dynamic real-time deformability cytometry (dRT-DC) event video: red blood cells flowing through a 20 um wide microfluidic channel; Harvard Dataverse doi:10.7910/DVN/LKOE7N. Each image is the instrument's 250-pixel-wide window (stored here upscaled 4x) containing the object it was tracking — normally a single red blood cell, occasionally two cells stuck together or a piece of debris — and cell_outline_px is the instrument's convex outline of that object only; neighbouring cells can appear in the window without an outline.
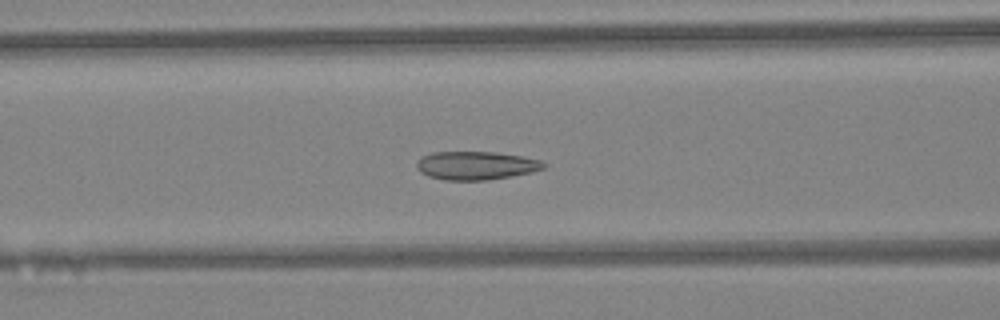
{"species": "Egyptian fruit bat (a non-hibernating species)", "species_latin": "Rousettus aegyptiacus", "temperature_condition": "warm", "stored_images_in_passage": 45, "camera_frame_rate_fps": 3000, "um_per_image_px": 0.085, "animal": {"sex": "female"}, "frame": {"image": 1, "passage_image": 18, "time_ms": 5.667, "image_size_px": [1000, 320], "cell_outline_px": [[548, 164], [544, 168], [532, 172], [512, 176], [488, 180], [444, 180], [428, 176], [420, 172], [416, 168], [416, 160], [420, 156], [432, 152], [496, 152], [524, 156], [540, 160]], "centroid_in_image_um": [40.45, 14.06], "position_along_channel_um": 126.2, "area_um2": 21.33}}
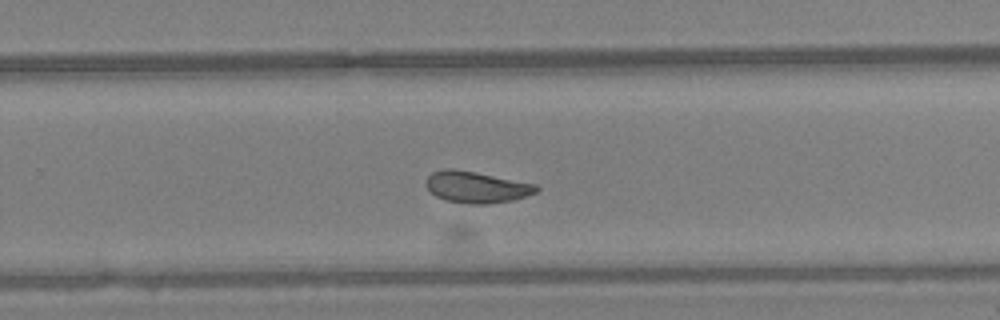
{"frame": {"image": 2, "passage_image": 29, "time_ms": 9.333, "image_size_px": [1000, 320], "cell_outline_px": [[540, 188], [536, 192], [512, 200], [488, 204], [468, 204], [444, 200], [436, 196], [424, 184], [424, 180], [432, 172], [444, 168], [452, 168], [476, 172], [536, 184]], "centroid_in_image_um": [40.45, 15.9], "position_along_channel_um": 289.3, "area_um2": 20.29}}
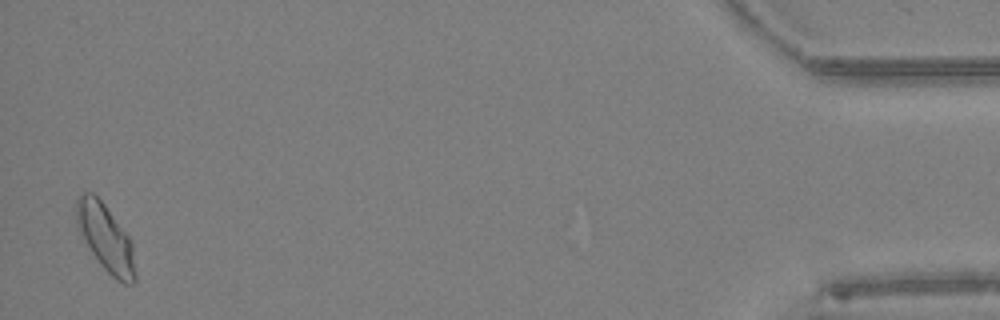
{"frame": {"image": 3, "passage_image": 44, "time_ms": 14.333, "image_size_px": [1000, 320], "cell_outline_px": [[136, 280], [132, 284], [124, 284], [116, 280], [100, 264], [92, 252], [80, 232], [76, 224], [76, 200], [84, 192], [92, 192], [104, 204], [128, 236], [132, 244], [136, 276]], "centroid_in_image_um": [8.98, 20.24], "position_along_channel_um": 426.2, "area_um2": 22.6}, "authors_computed_cell_mechanics": {"area_um2": 21.3282, "velocity_mm_per_s": 4.4715, "shape_relaxation_time_tau1_ms": 7.439, "shape_relaxation_time_tau2_ms": 0.9254, "deformation_change_tau1": 0.15, "deformation_change_tau2": 0.0611}}